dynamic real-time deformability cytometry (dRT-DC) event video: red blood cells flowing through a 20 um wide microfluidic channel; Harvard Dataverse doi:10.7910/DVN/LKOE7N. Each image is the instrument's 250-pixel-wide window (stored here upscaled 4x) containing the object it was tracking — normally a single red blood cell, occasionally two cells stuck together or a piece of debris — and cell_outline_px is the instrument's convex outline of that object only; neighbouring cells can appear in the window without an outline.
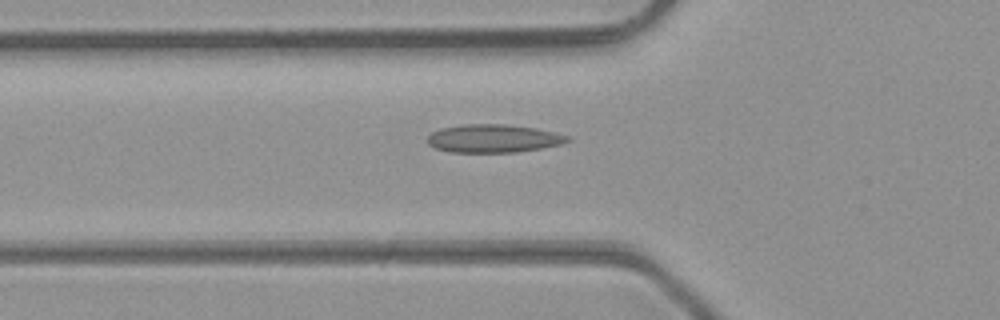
{"species": "common noctule bat (a hibernating species)", "species_latin": "Nyctalus noctula", "temperature_condition": "room temperature", "stored_images_in_passage": 34, "camera_frame_rate_fps": 3000, "um_per_image_px": 0.085, "animal": {"sex": "male", "body_mass_g": 23.1, "forearm_length_mm": 52.7}, "frame": {"image": 1, "passage_image": 5, "time_ms": 1.333, "image_size_px": [1000, 320], "cell_outline_px": [[572, 140], [560, 144], [540, 148], [516, 152], [448, 152], [436, 148], [428, 144], [428, 136], [432, 132], [440, 128], [464, 124], [504, 124], [536, 128], [556, 132], [568, 136]], "centroid_in_image_um": [41.93, 11.76], "position_along_channel_um": 83.9, "area_um2": 22.95}}
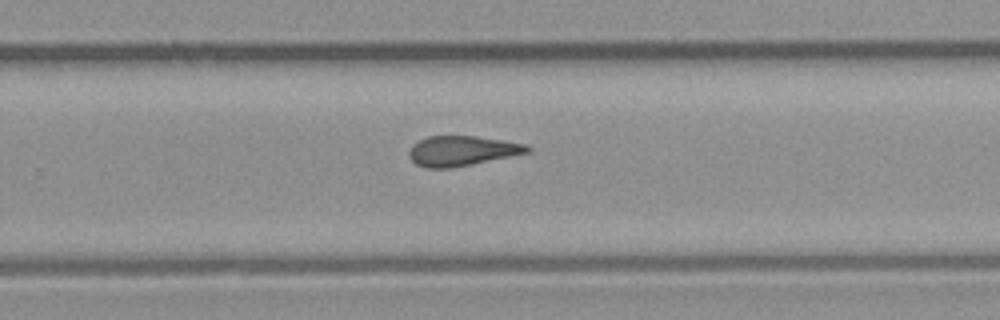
{"frame": {"image": 2, "passage_image": 19, "time_ms": 6.0, "image_size_px": [1000, 320], "cell_outline_px": [[532, 148], [528, 152], [472, 164], [452, 168], [424, 168], [416, 164], [408, 156], [408, 152], [412, 144], [428, 136], [476, 136], [528, 144]], "centroid_in_image_um": [39.23, 12.82], "position_along_channel_um": 290.6, "area_um2": 20.63}}
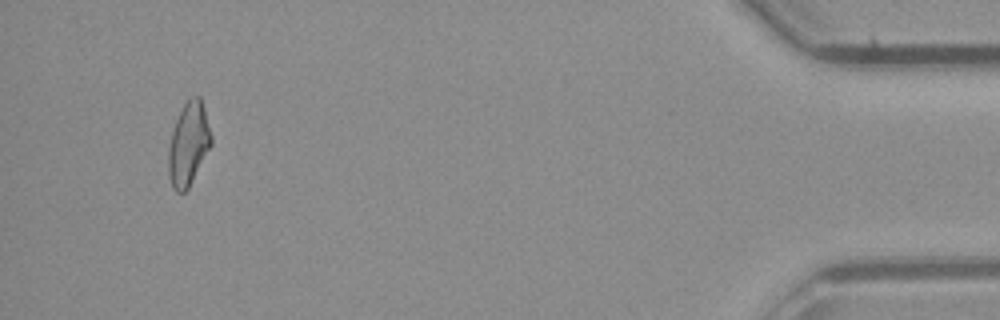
{"frame": {"image": 3, "passage_image": 33, "time_ms": 10.667, "image_size_px": [1000, 320], "cell_outline_px": [[212, 144], [188, 188], [184, 192], [176, 192], [172, 188], [168, 176], [168, 148], [172, 132], [176, 120], [188, 96], [200, 96], [204, 108], [212, 136]], "centroid_in_image_um": [16.01, 12.24], "position_along_channel_um": 419.2, "area_um2": 20.75}}